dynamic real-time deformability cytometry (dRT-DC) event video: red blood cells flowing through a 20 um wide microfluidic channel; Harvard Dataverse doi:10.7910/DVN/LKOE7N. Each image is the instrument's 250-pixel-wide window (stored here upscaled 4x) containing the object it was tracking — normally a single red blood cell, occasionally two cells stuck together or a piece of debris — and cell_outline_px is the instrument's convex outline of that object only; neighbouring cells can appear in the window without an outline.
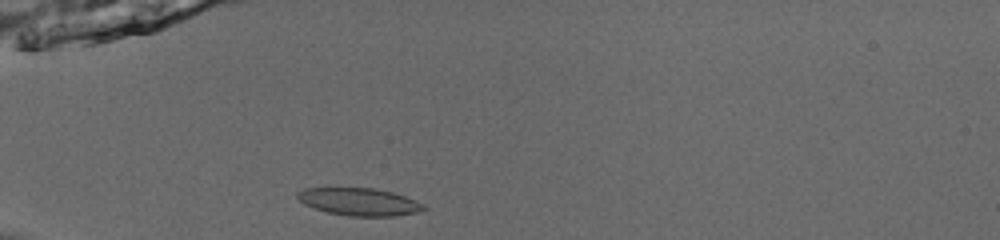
{"species": "common noctule bat (a hibernating species)", "species_latin": "Nyctalus noctula", "temperature_condition": "room temperature", "stored_images_in_passage": 36, "camera_frame_rate_fps": 3000, "um_per_image_px": 0.085, "animal": {"sex": "male", "body_mass_g": 13.0, "forearm_length_mm": 53.1}, "frame": {"image": 1, "passage_image": 1, "time_ms": 0.0, "image_size_px": [1000, 240], "cell_outline_px": [[428, 208], [416, 212], [396, 216], [348, 216], [328, 212], [304, 204], [296, 196], [296, 192], [304, 188], [372, 188], [392, 192], [404, 196], [424, 204]], "centroid_in_image_um": [30.53, 17.15], "position_along_channel_um": 54.5, "area_um2": 20.11}}
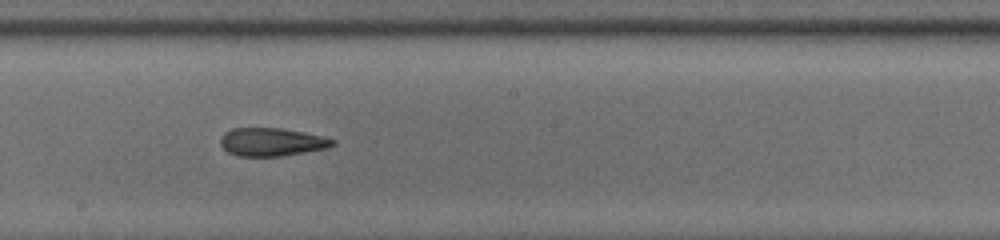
{"frame": {"image": 2, "passage_image": 15, "time_ms": 4.667, "image_size_px": [1000, 240], "cell_outline_px": [[336, 144], [328, 148], [280, 156], [236, 156], [228, 152], [220, 144], [220, 140], [224, 132], [232, 128], [280, 128], [320, 136], [336, 140]], "centroid_in_image_um": [23.07, 12.07], "position_along_channel_um": 225.1, "area_um2": 18.26}}
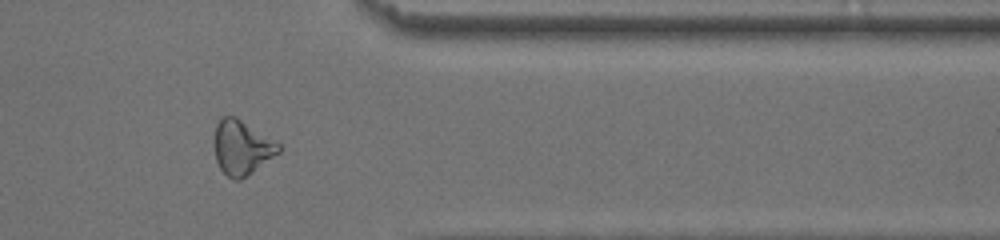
{"frame": {"image": 3, "passage_image": 28, "time_ms": 9.0, "image_size_px": [1000, 240], "cell_outline_px": [[284, 148], [280, 152], [252, 172], [240, 180], [236, 180], [228, 176], [220, 168], [216, 160], [216, 124], [224, 116], [236, 116], [280, 144]], "centroid_in_image_um": [20.59, 12.54], "position_along_channel_um": 390.8, "area_um2": 20.0}, "authors_computed_cell_mechanics": {"area_um2": 19.5942, "velocity_mm_per_s": 3.9616, "shape_relaxation_time_tau1_ms": null, "shape_relaxation_time_tau2_ms": 2.7907, "deformation_change_tau1": null, "deformation_change_tau2": 0.1099}}